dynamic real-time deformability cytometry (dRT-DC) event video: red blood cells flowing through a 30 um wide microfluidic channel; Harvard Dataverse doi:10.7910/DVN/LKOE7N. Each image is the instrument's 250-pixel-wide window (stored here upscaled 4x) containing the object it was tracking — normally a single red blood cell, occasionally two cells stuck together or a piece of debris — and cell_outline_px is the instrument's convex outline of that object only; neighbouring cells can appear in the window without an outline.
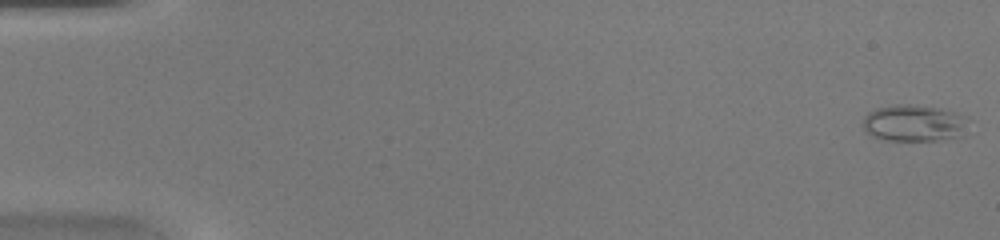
{"species": "common noctule bat (a hibernating species)", "species_latin": "Nyctalus noctula", "temperature_condition": "warm", "stored_images_in_passage": 9, "camera_frame_rate_fps": 3000, "um_per_image_px": 0.085, "animal": {"sex": "female", "body_mass_g": 20.0, "forearm_length_mm": 54.0}, "frame": {"image": 1, "passage_image": 1, "time_ms": 0.0, "image_size_px": [1000, 240], "cell_outline_px": [[968, 120], [964, 136], [936, 140], [884, 140], [872, 136], [864, 132], [864, 116], [868, 112], [876, 108], [896, 104], [908, 104], [940, 108], [964, 116]], "centroid_in_image_um": [77.68, 10.47], "position_along_channel_um": 7.3, "area_um2": 22.6}}